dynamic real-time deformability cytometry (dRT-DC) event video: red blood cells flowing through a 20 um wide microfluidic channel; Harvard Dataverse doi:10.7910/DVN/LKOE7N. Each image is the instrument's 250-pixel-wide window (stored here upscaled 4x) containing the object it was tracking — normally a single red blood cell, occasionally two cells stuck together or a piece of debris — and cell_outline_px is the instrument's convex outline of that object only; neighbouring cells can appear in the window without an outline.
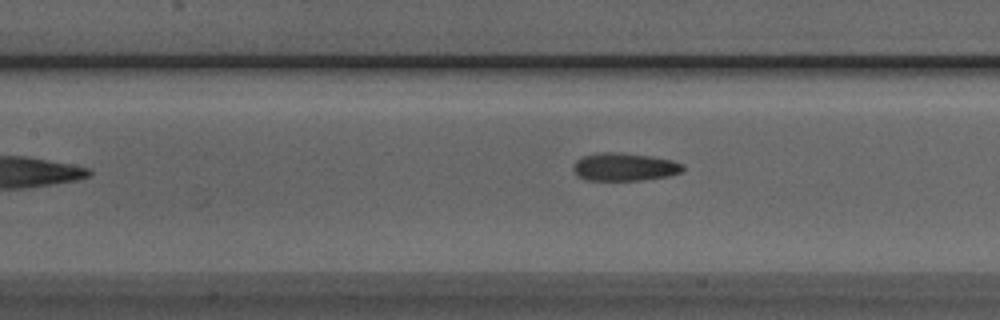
{"species": "Egyptian fruit bat (a non-hibernating species)", "species_latin": "Rousettus aegyptiacus", "temperature_condition": "room temperature", "stored_images_in_passage": 32, "camera_frame_rate_fps": 3000, "um_per_image_px": 0.085, "animal": {"sex": "male"}, "frame": {"image": 1, "passage_image": 7, "time_ms": 2.0, "image_size_px": [1000, 320], "cell_outline_px": [[684, 168], [680, 172], [668, 176], [640, 180], [584, 180], [572, 168], [576, 160], [580, 156], [600, 152], [620, 152], [652, 156], [672, 160], [684, 164]], "centroid_in_image_um": [53.07, 14.17], "position_along_channel_um": 154.3, "area_um2": 17.92}}
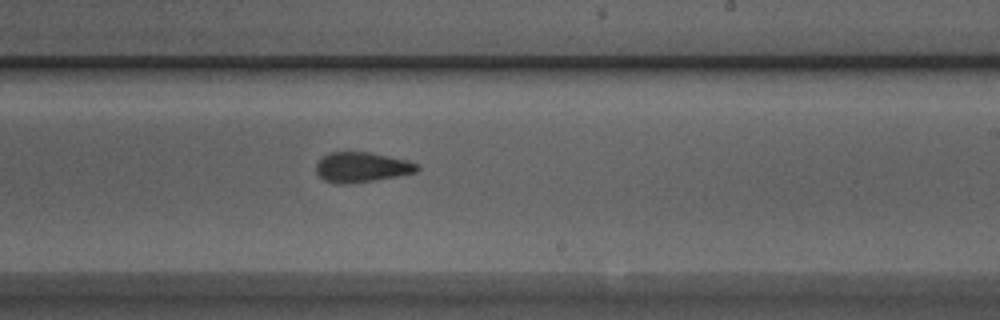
{"frame": {"image": 2, "passage_image": 15, "time_ms": 4.667, "image_size_px": [1000, 320], "cell_outline_px": [[420, 168], [416, 172], [396, 176], [372, 180], [344, 184], [336, 184], [324, 180], [316, 172], [316, 164], [328, 152], [368, 152], [408, 160], [420, 164]], "centroid_in_image_um": [30.75, 14.2], "position_along_channel_um": 258.2, "area_um2": 17.57}}
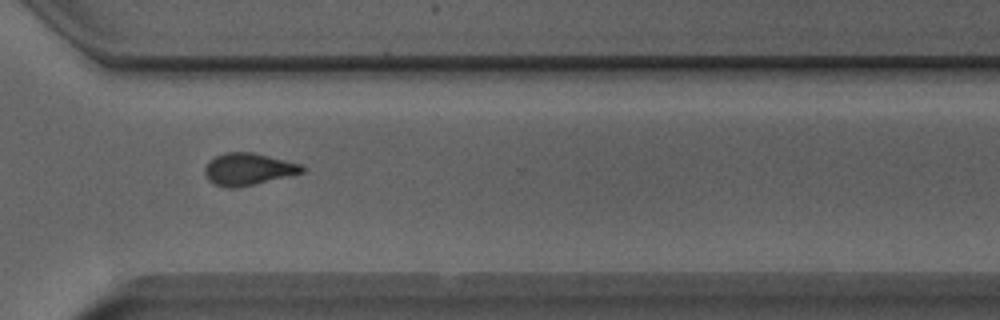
{"frame": {"image": 3, "passage_image": 22, "time_ms": 7.0, "image_size_px": [1000, 320], "cell_outline_px": [[304, 172], [236, 188], [228, 188], [212, 184], [208, 180], [204, 172], [204, 168], [208, 160], [216, 156], [228, 152], [252, 152], [300, 164], [304, 168]], "centroid_in_image_um": [21.03, 14.38], "position_along_channel_um": 349.6, "area_um2": 17.98}}